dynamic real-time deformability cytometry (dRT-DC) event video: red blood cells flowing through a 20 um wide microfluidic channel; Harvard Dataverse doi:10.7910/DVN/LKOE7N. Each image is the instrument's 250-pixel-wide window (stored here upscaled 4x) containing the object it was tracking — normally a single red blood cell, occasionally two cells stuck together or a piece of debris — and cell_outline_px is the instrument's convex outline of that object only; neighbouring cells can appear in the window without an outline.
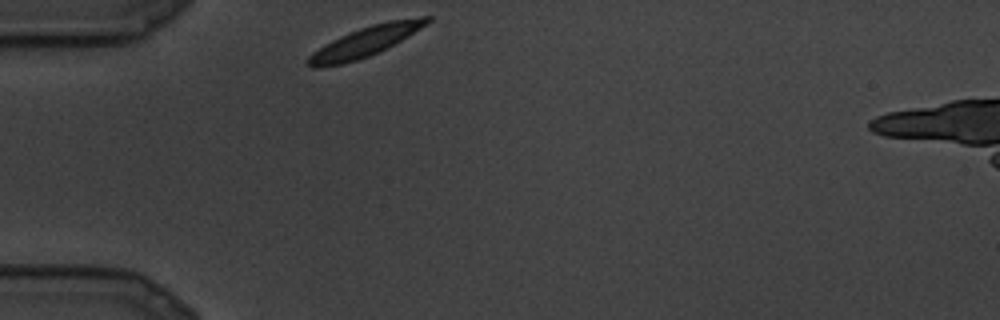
{"species": "common noctule bat (a hibernating species)", "species_latin": "Nyctalus noctula", "temperature_condition": "cold", "stored_images_in_passage": 16, "camera_frame_rate_fps": 3000, "um_per_image_px": 0.085, "animal": {"sex": "male", "body_mass_g": 19.5, "forearm_length_mm": 54.6}, "frame": {"image": 1, "passage_image": 1, "time_ms": 0.0, "image_size_px": [1000, 320], "cell_outline_px": [[432, 20], [408, 36], [368, 56], [344, 64], [320, 68], [312, 68], [308, 64], [308, 56], [312, 52], [324, 44], [340, 36], [360, 28], [372, 24], [388, 20], [420, 16], [432, 16]], "centroid_in_image_um": [31.02, 3.53], "position_along_channel_um": 54.0, "area_um2": 20.52}}
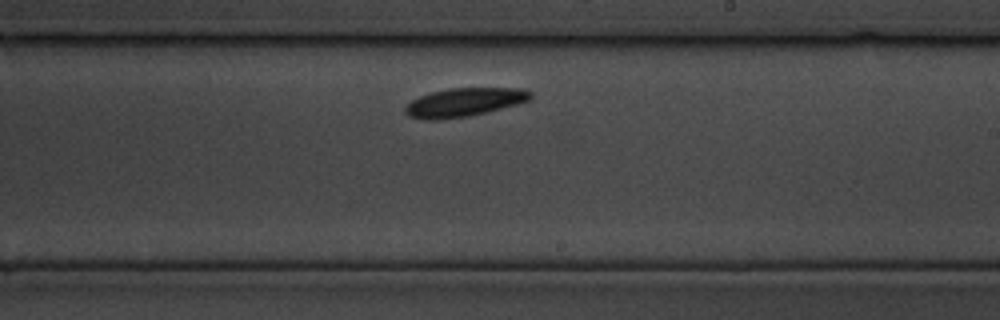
{"frame": {"image": 2, "passage_image": 10, "time_ms": 3.0, "image_size_px": [1000, 320], "cell_outline_px": [[532, 96], [528, 100], [516, 104], [468, 116], [436, 120], [420, 120], [408, 116], [404, 112], [404, 108], [412, 100], [420, 96], [432, 92], [452, 88], [520, 88], [532, 92]], "centroid_in_image_um": [39.4, 8.7], "position_along_channel_um": 249.6, "area_um2": 20.63}}
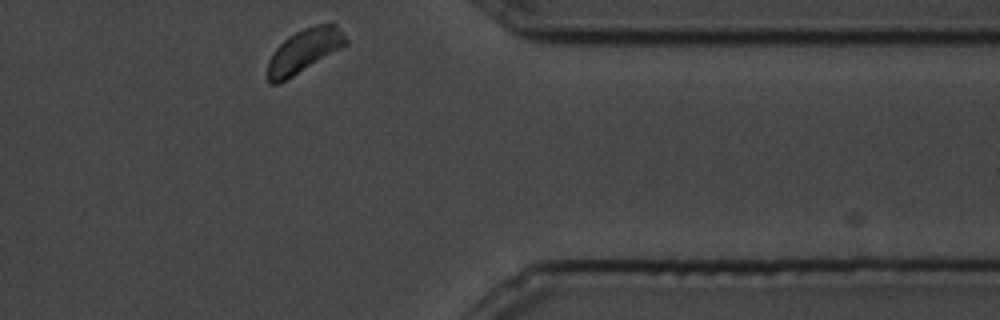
{"frame": {"image": 3, "passage_image": 16, "time_ms": 5.0, "image_size_px": [1000, 320], "cell_outline_px": [[348, 44], [280, 84], [268, 84], [268, 60], [276, 48], [288, 36], [304, 28], [316, 24], [332, 20], [336, 24], [348, 40]], "centroid_in_image_um": [25.87, 4.3], "position_along_channel_um": 385.5, "area_um2": 20.06}}